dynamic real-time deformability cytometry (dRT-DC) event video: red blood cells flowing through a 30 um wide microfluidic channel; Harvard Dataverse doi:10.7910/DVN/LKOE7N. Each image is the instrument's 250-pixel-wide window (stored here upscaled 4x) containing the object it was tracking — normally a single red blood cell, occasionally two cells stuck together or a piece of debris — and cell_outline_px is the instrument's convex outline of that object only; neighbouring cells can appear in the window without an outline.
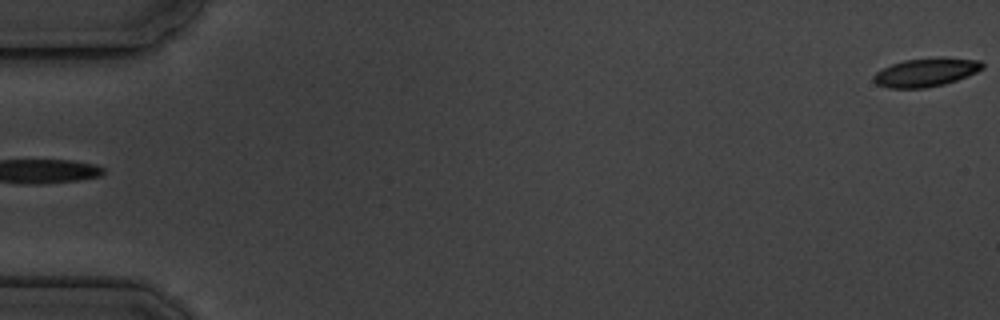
{"species": "common noctule bat (a hibernating species)", "species_latin": "Nyctalus noctula", "temperature_condition": "cold", "stored_images_in_passage": 3, "segment_of_instrument_passage": [2, 2], "camera_frame_rate_fps": 3000, "um_per_image_px": 0.085, "animal": {"sex": "male", "body_mass_g": 19.5, "forearm_length_mm": 54.6}, "frame": {"image": 1, "passage_image": 3, "time_ms": 2.333, "image_size_px": [1000, 320], "cell_outline_px": [[984, 68], [968, 76], [944, 84], [924, 88], [888, 88], [876, 84], [872, 80], [872, 76], [876, 72], [892, 64], [904, 60], [940, 56], [944, 56], [980, 60], [984, 64]], "centroid_in_image_um": [78.72, 6.13], "position_along_channel_um": 6.3, "area_um2": 18.38}}